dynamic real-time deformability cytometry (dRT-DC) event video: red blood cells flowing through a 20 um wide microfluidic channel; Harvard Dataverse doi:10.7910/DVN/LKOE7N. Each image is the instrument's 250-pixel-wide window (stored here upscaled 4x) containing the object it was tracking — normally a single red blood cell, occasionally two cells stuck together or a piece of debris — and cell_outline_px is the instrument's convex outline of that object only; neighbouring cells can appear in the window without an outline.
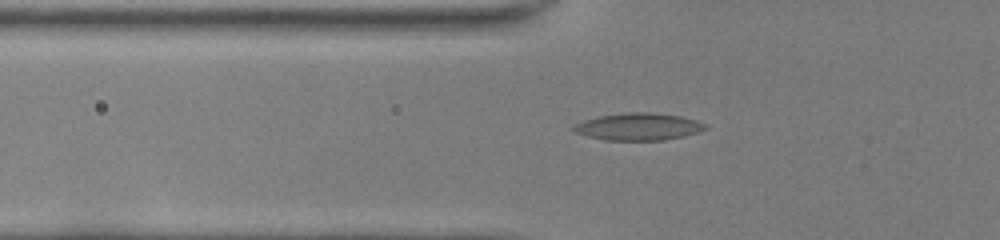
{"species": "common noctule bat (a hibernating species)", "species_latin": "Nyctalus noctula", "temperature_condition": "room temperature", "stored_images_in_passage": 43, "camera_frame_rate_fps": 3000, "um_per_image_px": 0.085, "animal": {"sex": "female", "body_mass_g": 22.0, "forearm_length_mm": 56.7}, "frame": {"image": 1, "passage_image": 14, "time_ms": 4.333, "image_size_px": [1000, 240], "cell_outline_px": [[708, 128], [696, 132], [664, 140], [604, 140], [588, 136], [576, 132], [572, 128], [576, 124], [584, 120], [600, 116], [628, 112], [652, 112], [680, 116], [696, 120], [708, 124]], "centroid_in_image_um": [54.28, 10.76], "position_along_channel_um": 71.5, "area_um2": 20.63}}
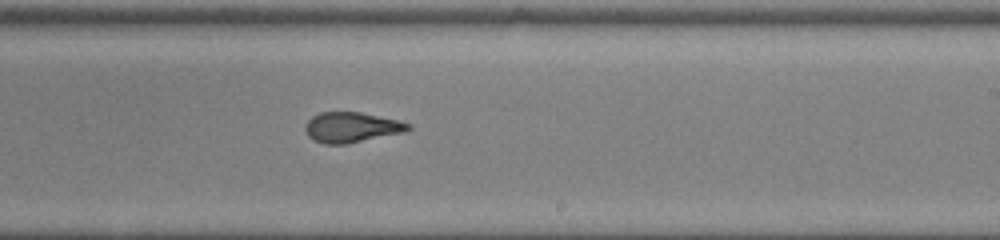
{"frame": {"image": 2, "passage_image": 28, "time_ms": 9.0, "image_size_px": [1000, 240], "cell_outline_px": [[412, 128], [404, 132], [344, 144], [324, 144], [312, 140], [308, 136], [304, 128], [304, 124], [312, 116], [320, 112], [360, 112], [400, 120], [412, 124]], "centroid_in_image_um": [29.87, 10.81], "position_along_channel_um": 259.1, "area_um2": 18.26}}
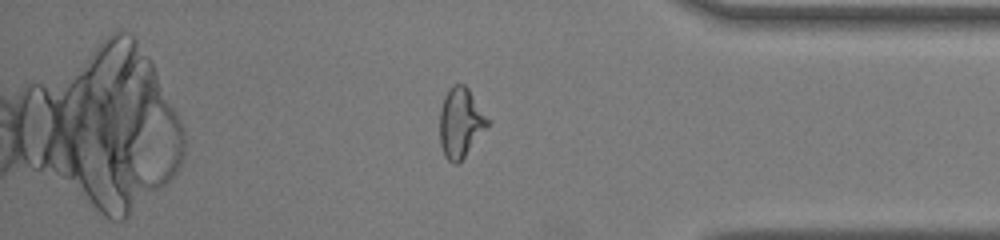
{"frame": {"image": 3, "passage_image": 39, "time_ms": 12.667, "image_size_px": [1000, 240], "cell_outline_px": [[492, 120], [488, 128], [464, 156], [456, 164], [452, 164], [444, 156], [440, 144], [440, 108], [444, 96], [448, 88], [452, 84], [464, 84], [468, 88]], "centroid_in_image_um": [39.18, 10.4], "position_along_channel_um": 396.0, "area_um2": 19.88}}